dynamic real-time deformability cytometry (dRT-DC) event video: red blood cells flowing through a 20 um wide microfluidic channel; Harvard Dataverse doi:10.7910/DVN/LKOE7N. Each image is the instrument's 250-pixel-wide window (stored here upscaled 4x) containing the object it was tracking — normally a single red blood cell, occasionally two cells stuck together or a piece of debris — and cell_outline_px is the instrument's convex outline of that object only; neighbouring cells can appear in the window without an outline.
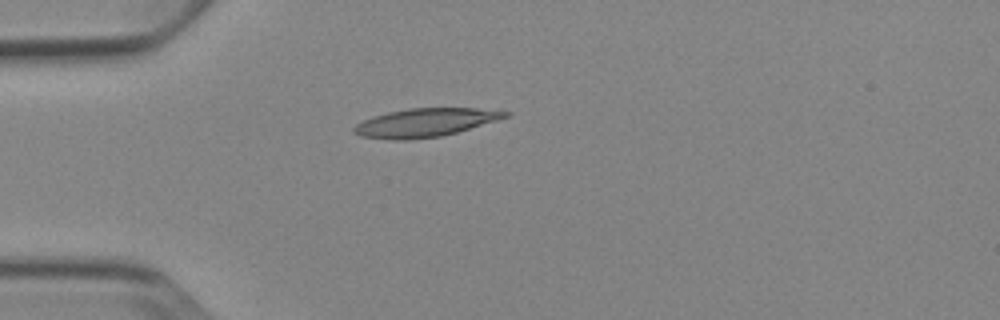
{"species": "Egyptian fruit bat (a non-hibernating species)", "species_latin": "Rousettus aegyptiacus", "temperature_condition": "cold", "stored_images_in_passage": 32, "camera_frame_rate_fps": 3000, "um_per_image_px": 0.085, "animal": {"sex": "female"}, "frame": {"image": 1, "passage_image": 1, "time_ms": 0.0, "image_size_px": [1000, 320], "cell_outline_px": [[512, 112], [508, 116], [496, 120], [456, 132], [440, 136], [404, 140], [392, 140], [360, 136], [352, 132], [352, 128], [356, 124], [372, 116], [388, 112], [408, 108], [476, 108]], "centroid_in_image_um": [36.08, 10.42], "position_along_channel_um": 48.9, "area_um2": 24.85}}
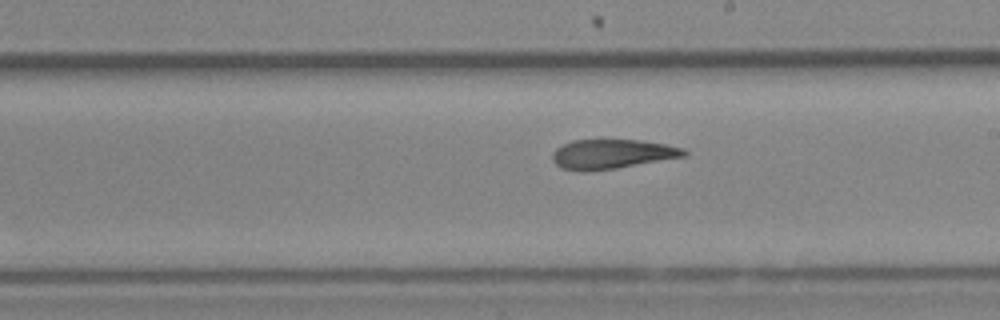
{"frame": {"image": 2, "passage_image": 17, "time_ms": 5.333, "image_size_px": [1000, 320], "cell_outline_px": [[688, 156], [616, 168], [584, 172], [580, 172], [560, 168], [552, 160], [552, 152], [556, 148], [572, 140], [640, 140], [664, 144], [684, 148], [688, 152]], "centroid_in_image_um": [52.01, 13.1], "position_along_channel_um": 237.0, "area_um2": 22.77}}
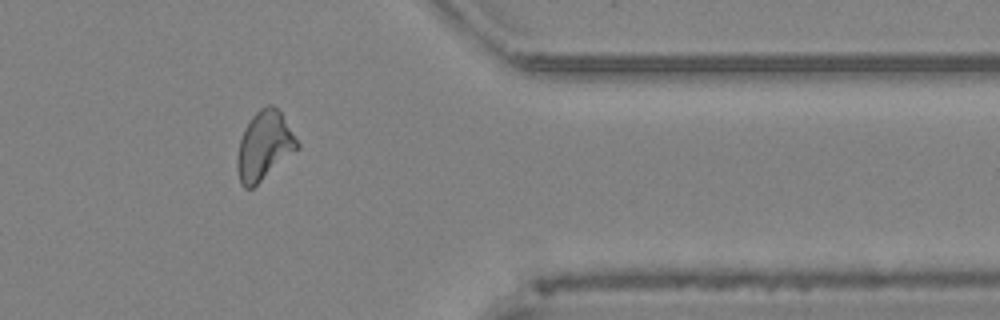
{"frame": {"image": 3, "passage_image": 30, "time_ms": 9.667, "image_size_px": [1000, 320], "cell_outline_px": [[300, 148], [252, 188], [244, 188], [240, 184], [236, 168], [236, 160], [240, 140], [244, 128], [252, 116], [260, 108], [268, 104], [272, 104], [280, 112], [300, 144]], "centroid_in_image_um": [22.44, 12.4], "position_along_channel_um": 389.0, "area_um2": 23.99}, "authors_computed_cell_mechanics": {"area_um2": 23.4957, "velocity_mm_per_s": 3.8397, "shape_relaxation_time_tau1_ms": null, "shape_relaxation_time_tau2_ms": 3.1672, "deformation_change_tau1": null, "deformation_change_tau2": 0.1069}}